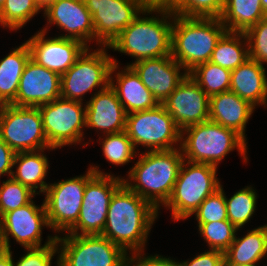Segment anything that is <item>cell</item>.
Here are the masks:
<instances>
[{
  "label": "cell",
  "instance_id": "6da1fadb",
  "mask_svg": "<svg viewBox=\"0 0 267 266\" xmlns=\"http://www.w3.org/2000/svg\"><path fill=\"white\" fill-rule=\"evenodd\" d=\"M158 211L124 183L114 192L101 236L126 252H143Z\"/></svg>",
  "mask_w": 267,
  "mask_h": 266
},
{
  "label": "cell",
  "instance_id": "7a4b0ae2",
  "mask_svg": "<svg viewBox=\"0 0 267 266\" xmlns=\"http://www.w3.org/2000/svg\"><path fill=\"white\" fill-rule=\"evenodd\" d=\"M183 161L180 146L171 150L142 152L128 172L130 180L123 179V183L158 211L160 205L169 200Z\"/></svg>",
  "mask_w": 267,
  "mask_h": 266
},
{
  "label": "cell",
  "instance_id": "3957f363",
  "mask_svg": "<svg viewBox=\"0 0 267 266\" xmlns=\"http://www.w3.org/2000/svg\"><path fill=\"white\" fill-rule=\"evenodd\" d=\"M226 26L217 17H185L174 14L171 31V56L187 73L210 61Z\"/></svg>",
  "mask_w": 267,
  "mask_h": 266
},
{
  "label": "cell",
  "instance_id": "277c9868",
  "mask_svg": "<svg viewBox=\"0 0 267 266\" xmlns=\"http://www.w3.org/2000/svg\"><path fill=\"white\" fill-rule=\"evenodd\" d=\"M156 12L161 15L160 19L157 15L156 17L138 15L108 48L126 53L136 58L135 61L170 56L174 13L169 9H155V14Z\"/></svg>",
  "mask_w": 267,
  "mask_h": 266
},
{
  "label": "cell",
  "instance_id": "5b68a950",
  "mask_svg": "<svg viewBox=\"0 0 267 266\" xmlns=\"http://www.w3.org/2000/svg\"><path fill=\"white\" fill-rule=\"evenodd\" d=\"M246 144V140L233 129L208 120L183 129L179 145L185 161L217 167L218 163L235 148L247 163Z\"/></svg>",
  "mask_w": 267,
  "mask_h": 266
},
{
  "label": "cell",
  "instance_id": "8992f818",
  "mask_svg": "<svg viewBox=\"0 0 267 266\" xmlns=\"http://www.w3.org/2000/svg\"><path fill=\"white\" fill-rule=\"evenodd\" d=\"M186 162V163H185ZM216 166L183 161L172 194L164 205L175 221L192 216L201 203L220 187Z\"/></svg>",
  "mask_w": 267,
  "mask_h": 266
},
{
  "label": "cell",
  "instance_id": "52a82bcc",
  "mask_svg": "<svg viewBox=\"0 0 267 266\" xmlns=\"http://www.w3.org/2000/svg\"><path fill=\"white\" fill-rule=\"evenodd\" d=\"M56 242L57 266H127L128 252L101 235H57Z\"/></svg>",
  "mask_w": 267,
  "mask_h": 266
},
{
  "label": "cell",
  "instance_id": "ba28073f",
  "mask_svg": "<svg viewBox=\"0 0 267 266\" xmlns=\"http://www.w3.org/2000/svg\"><path fill=\"white\" fill-rule=\"evenodd\" d=\"M0 138L15 152L52 148L44 134L38 107L0 105Z\"/></svg>",
  "mask_w": 267,
  "mask_h": 266
},
{
  "label": "cell",
  "instance_id": "9c48e42d",
  "mask_svg": "<svg viewBox=\"0 0 267 266\" xmlns=\"http://www.w3.org/2000/svg\"><path fill=\"white\" fill-rule=\"evenodd\" d=\"M90 168L95 174L86 182L79 218L67 234L101 235L111 198L123 184L122 177L102 172L98 166L92 165Z\"/></svg>",
  "mask_w": 267,
  "mask_h": 266
},
{
  "label": "cell",
  "instance_id": "30bf717a",
  "mask_svg": "<svg viewBox=\"0 0 267 266\" xmlns=\"http://www.w3.org/2000/svg\"><path fill=\"white\" fill-rule=\"evenodd\" d=\"M105 48L108 46H101L91 53L87 47L76 62L61 75L62 98L82 102L85 93L96 87L104 90L110 85V72L114 63Z\"/></svg>",
  "mask_w": 267,
  "mask_h": 266
},
{
  "label": "cell",
  "instance_id": "8fae6325",
  "mask_svg": "<svg viewBox=\"0 0 267 266\" xmlns=\"http://www.w3.org/2000/svg\"><path fill=\"white\" fill-rule=\"evenodd\" d=\"M125 131L135 148L142 145L150 151L171 150L181 142V130L162 104L127 114Z\"/></svg>",
  "mask_w": 267,
  "mask_h": 266
},
{
  "label": "cell",
  "instance_id": "7c38bea8",
  "mask_svg": "<svg viewBox=\"0 0 267 266\" xmlns=\"http://www.w3.org/2000/svg\"><path fill=\"white\" fill-rule=\"evenodd\" d=\"M42 116L43 131L49 145L58 149L81 143L86 127V108L83 102L62 97L38 106Z\"/></svg>",
  "mask_w": 267,
  "mask_h": 266
},
{
  "label": "cell",
  "instance_id": "4fadbf2b",
  "mask_svg": "<svg viewBox=\"0 0 267 266\" xmlns=\"http://www.w3.org/2000/svg\"><path fill=\"white\" fill-rule=\"evenodd\" d=\"M95 174L91 168L83 176L49 184L43 201L50 228L59 233L68 231L78 220L86 182Z\"/></svg>",
  "mask_w": 267,
  "mask_h": 266
},
{
  "label": "cell",
  "instance_id": "5bb4252c",
  "mask_svg": "<svg viewBox=\"0 0 267 266\" xmlns=\"http://www.w3.org/2000/svg\"><path fill=\"white\" fill-rule=\"evenodd\" d=\"M92 15L94 39L101 46L109 44L140 15L153 14L143 0H83ZM148 13V14H146Z\"/></svg>",
  "mask_w": 267,
  "mask_h": 266
},
{
  "label": "cell",
  "instance_id": "9a60e30c",
  "mask_svg": "<svg viewBox=\"0 0 267 266\" xmlns=\"http://www.w3.org/2000/svg\"><path fill=\"white\" fill-rule=\"evenodd\" d=\"M49 227L44 203L41 207L33 200L0 217V248L10 250L9 235L24 248L42 247V227Z\"/></svg>",
  "mask_w": 267,
  "mask_h": 266
},
{
  "label": "cell",
  "instance_id": "2e32d148",
  "mask_svg": "<svg viewBox=\"0 0 267 266\" xmlns=\"http://www.w3.org/2000/svg\"><path fill=\"white\" fill-rule=\"evenodd\" d=\"M47 29L43 28L26 41L30 58L37 64L62 75L76 62L87 46L75 39L45 38Z\"/></svg>",
  "mask_w": 267,
  "mask_h": 266
},
{
  "label": "cell",
  "instance_id": "e0dca14e",
  "mask_svg": "<svg viewBox=\"0 0 267 266\" xmlns=\"http://www.w3.org/2000/svg\"><path fill=\"white\" fill-rule=\"evenodd\" d=\"M209 99L202 88L187 75L162 105L182 131L209 120Z\"/></svg>",
  "mask_w": 267,
  "mask_h": 266
},
{
  "label": "cell",
  "instance_id": "ac0fdd59",
  "mask_svg": "<svg viewBox=\"0 0 267 266\" xmlns=\"http://www.w3.org/2000/svg\"><path fill=\"white\" fill-rule=\"evenodd\" d=\"M61 97V75L27 61L20 78L16 99L11 105L38 107Z\"/></svg>",
  "mask_w": 267,
  "mask_h": 266
},
{
  "label": "cell",
  "instance_id": "d6986e66",
  "mask_svg": "<svg viewBox=\"0 0 267 266\" xmlns=\"http://www.w3.org/2000/svg\"><path fill=\"white\" fill-rule=\"evenodd\" d=\"M130 66L160 104L188 75L180 73L184 68L171 55L134 61Z\"/></svg>",
  "mask_w": 267,
  "mask_h": 266
},
{
  "label": "cell",
  "instance_id": "ffe728a7",
  "mask_svg": "<svg viewBox=\"0 0 267 266\" xmlns=\"http://www.w3.org/2000/svg\"><path fill=\"white\" fill-rule=\"evenodd\" d=\"M47 23L56 24L68 32L62 38L75 39L89 47V40L94 39L92 15L83 0H56L44 10Z\"/></svg>",
  "mask_w": 267,
  "mask_h": 266
},
{
  "label": "cell",
  "instance_id": "44dd1931",
  "mask_svg": "<svg viewBox=\"0 0 267 266\" xmlns=\"http://www.w3.org/2000/svg\"><path fill=\"white\" fill-rule=\"evenodd\" d=\"M84 106L86 127L103 130L105 135L126 130L127 113L110 85L94 93Z\"/></svg>",
  "mask_w": 267,
  "mask_h": 266
},
{
  "label": "cell",
  "instance_id": "7402d4cb",
  "mask_svg": "<svg viewBox=\"0 0 267 266\" xmlns=\"http://www.w3.org/2000/svg\"><path fill=\"white\" fill-rule=\"evenodd\" d=\"M110 72V86L116 91L117 96L127 114L156 108L160 103L141 82L139 75L128 64L121 72L115 73L116 81L112 78L118 68L116 59H113ZM116 82V83H114ZM116 84V85H115Z\"/></svg>",
  "mask_w": 267,
  "mask_h": 266
},
{
  "label": "cell",
  "instance_id": "603a6c76",
  "mask_svg": "<svg viewBox=\"0 0 267 266\" xmlns=\"http://www.w3.org/2000/svg\"><path fill=\"white\" fill-rule=\"evenodd\" d=\"M255 107L232 91L210 96L209 120L233 129L245 140V128Z\"/></svg>",
  "mask_w": 267,
  "mask_h": 266
},
{
  "label": "cell",
  "instance_id": "cb8c5ba5",
  "mask_svg": "<svg viewBox=\"0 0 267 266\" xmlns=\"http://www.w3.org/2000/svg\"><path fill=\"white\" fill-rule=\"evenodd\" d=\"M230 91L254 107L267 105V77L262 64L247 59L236 69L231 70Z\"/></svg>",
  "mask_w": 267,
  "mask_h": 266
},
{
  "label": "cell",
  "instance_id": "d4e9b609",
  "mask_svg": "<svg viewBox=\"0 0 267 266\" xmlns=\"http://www.w3.org/2000/svg\"><path fill=\"white\" fill-rule=\"evenodd\" d=\"M44 150L46 149L16 153L14 166L17 165V170L13 171L11 176L37 194L44 193L49 185L44 181L49 168ZM38 188H40L39 193Z\"/></svg>",
  "mask_w": 267,
  "mask_h": 266
},
{
  "label": "cell",
  "instance_id": "484cf974",
  "mask_svg": "<svg viewBox=\"0 0 267 266\" xmlns=\"http://www.w3.org/2000/svg\"><path fill=\"white\" fill-rule=\"evenodd\" d=\"M30 58L26 41L0 60V105L16 99L21 75Z\"/></svg>",
  "mask_w": 267,
  "mask_h": 266
},
{
  "label": "cell",
  "instance_id": "4316f807",
  "mask_svg": "<svg viewBox=\"0 0 267 266\" xmlns=\"http://www.w3.org/2000/svg\"><path fill=\"white\" fill-rule=\"evenodd\" d=\"M267 255V232L264 226L249 231L224 252V264H257Z\"/></svg>",
  "mask_w": 267,
  "mask_h": 266
},
{
  "label": "cell",
  "instance_id": "83f0119b",
  "mask_svg": "<svg viewBox=\"0 0 267 266\" xmlns=\"http://www.w3.org/2000/svg\"><path fill=\"white\" fill-rule=\"evenodd\" d=\"M266 16L261 0H225L219 18L227 31L245 33Z\"/></svg>",
  "mask_w": 267,
  "mask_h": 266
},
{
  "label": "cell",
  "instance_id": "f1b7e54d",
  "mask_svg": "<svg viewBox=\"0 0 267 266\" xmlns=\"http://www.w3.org/2000/svg\"><path fill=\"white\" fill-rule=\"evenodd\" d=\"M247 59L249 51L245 33L226 31L217 42L210 62L234 70Z\"/></svg>",
  "mask_w": 267,
  "mask_h": 266
},
{
  "label": "cell",
  "instance_id": "f546056e",
  "mask_svg": "<svg viewBox=\"0 0 267 266\" xmlns=\"http://www.w3.org/2000/svg\"><path fill=\"white\" fill-rule=\"evenodd\" d=\"M188 75L209 97L230 90L231 70L210 61L197 65Z\"/></svg>",
  "mask_w": 267,
  "mask_h": 266
},
{
  "label": "cell",
  "instance_id": "4dcf8cb0",
  "mask_svg": "<svg viewBox=\"0 0 267 266\" xmlns=\"http://www.w3.org/2000/svg\"><path fill=\"white\" fill-rule=\"evenodd\" d=\"M256 191L247 186L237 191L231 198L225 196L227 218L239 230L246 224L256 209Z\"/></svg>",
  "mask_w": 267,
  "mask_h": 266
},
{
  "label": "cell",
  "instance_id": "1f68e13d",
  "mask_svg": "<svg viewBox=\"0 0 267 266\" xmlns=\"http://www.w3.org/2000/svg\"><path fill=\"white\" fill-rule=\"evenodd\" d=\"M41 9L34 0H5L0 9V24L9 30H18L31 20Z\"/></svg>",
  "mask_w": 267,
  "mask_h": 266
},
{
  "label": "cell",
  "instance_id": "d6a6232c",
  "mask_svg": "<svg viewBox=\"0 0 267 266\" xmlns=\"http://www.w3.org/2000/svg\"><path fill=\"white\" fill-rule=\"evenodd\" d=\"M198 230L209 249L225 252L235 239L238 229L229 221L198 223Z\"/></svg>",
  "mask_w": 267,
  "mask_h": 266
},
{
  "label": "cell",
  "instance_id": "836d02e7",
  "mask_svg": "<svg viewBox=\"0 0 267 266\" xmlns=\"http://www.w3.org/2000/svg\"><path fill=\"white\" fill-rule=\"evenodd\" d=\"M101 143L104 156L112 164H127L135 156V147L126 131L107 134Z\"/></svg>",
  "mask_w": 267,
  "mask_h": 266
},
{
  "label": "cell",
  "instance_id": "e575fe53",
  "mask_svg": "<svg viewBox=\"0 0 267 266\" xmlns=\"http://www.w3.org/2000/svg\"><path fill=\"white\" fill-rule=\"evenodd\" d=\"M36 196L29 187L15 181L12 177L0 185V217L28 204Z\"/></svg>",
  "mask_w": 267,
  "mask_h": 266
},
{
  "label": "cell",
  "instance_id": "d590c367",
  "mask_svg": "<svg viewBox=\"0 0 267 266\" xmlns=\"http://www.w3.org/2000/svg\"><path fill=\"white\" fill-rule=\"evenodd\" d=\"M225 0H179L171 9L175 15L185 17H217L223 12Z\"/></svg>",
  "mask_w": 267,
  "mask_h": 266
},
{
  "label": "cell",
  "instance_id": "8d00e7d4",
  "mask_svg": "<svg viewBox=\"0 0 267 266\" xmlns=\"http://www.w3.org/2000/svg\"><path fill=\"white\" fill-rule=\"evenodd\" d=\"M193 214H195L198 223L228 220L222 185L215 193L208 196Z\"/></svg>",
  "mask_w": 267,
  "mask_h": 266
},
{
  "label": "cell",
  "instance_id": "74e56055",
  "mask_svg": "<svg viewBox=\"0 0 267 266\" xmlns=\"http://www.w3.org/2000/svg\"><path fill=\"white\" fill-rule=\"evenodd\" d=\"M249 58L260 64L267 63V16L245 32Z\"/></svg>",
  "mask_w": 267,
  "mask_h": 266
},
{
  "label": "cell",
  "instance_id": "f35d334b",
  "mask_svg": "<svg viewBox=\"0 0 267 266\" xmlns=\"http://www.w3.org/2000/svg\"><path fill=\"white\" fill-rule=\"evenodd\" d=\"M56 238L57 235L48 236L42 247L25 248L27 253L14 263V266H51L54 255H59Z\"/></svg>",
  "mask_w": 267,
  "mask_h": 266
},
{
  "label": "cell",
  "instance_id": "ab89813d",
  "mask_svg": "<svg viewBox=\"0 0 267 266\" xmlns=\"http://www.w3.org/2000/svg\"><path fill=\"white\" fill-rule=\"evenodd\" d=\"M127 257V266H180L179 262L159 255L143 256L141 252L130 253ZM136 261V262H135Z\"/></svg>",
  "mask_w": 267,
  "mask_h": 266
},
{
  "label": "cell",
  "instance_id": "60d3db41",
  "mask_svg": "<svg viewBox=\"0 0 267 266\" xmlns=\"http://www.w3.org/2000/svg\"><path fill=\"white\" fill-rule=\"evenodd\" d=\"M224 253L218 250H207L189 261L180 262V266H224Z\"/></svg>",
  "mask_w": 267,
  "mask_h": 266
},
{
  "label": "cell",
  "instance_id": "b9f144b4",
  "mask_svg": "<svg viewBox=\"0 0 267 266\" xmlns=\"http://www.w3.org/2000/svg\"><path fill=\"white\" fill-rule=\"evenodd\" d=\"M16 153L0 138V176H12Z\"/></svg>",
  "mask_w": 267,
  "mask_h": 266
},
{
  "label": "cell",
  "instance_id": "7bdbcfd3",
  "mask_svg": "<svg viewBox=\"0 0 267 266\" xmlns=\"http://www.w3.org/2000/svg\"><path fill=\"white\" fill-rule=\"evenodd\" d=\"M0 266H14L11 250L0 248Z\"/></svg>",
  "mask_w": 267,
  "mask_h": 266
},
{
  "label": "cell",
  "instance_id": "ee69618b",
  "mask_svg": "<svg viewBox=\"0 0 267 266\" xmlns=\"http://www.w3.org/2000/svg\"><path fill=\"white\" fill-rule=\"evenodd\" d=\"M41 10H45L51 3L56 0H34Z\"/></svg>",
  "mask_w": 267,
  "mask_h": 266
},
{
  "label": "cell",
  "instance_id": "f6af8a7d",
  "mask_svg": "<svg viewBox=\"0 0 267 266\" xmlns=\"http://www.w3.org/2000/svg\"><path fill=\"white\" fill-rule=\"evenodd\" d=\"M224 266H257V264H224Z\"/></svg>",
  "mask_w": 267,
  "mask_h": 266
},
{
  "label": "cell",
  "instance_id": "bcb514c9",
  "mask_svg": "<svg viewBox=\"0 0 267 266\" xmlns=\"http://www.w3.org/2000/svg\"><path fill=\"white\" fill-rule=\"evenodd\" d=\"M261 5H262V8H263V11L267 15V0H261Z\"/></svg>",
  "mask_w": 267,
  "mask_h": 266
},
{
  "label": "cell",
  "instance_id": "7dc6e473",
  "mask_svg": "<svg viewBox=\"0 0 267 266\" xmlns=\"http://www.w3.org/2000/svg\"><path fill=\"white\" fill-rule=\"evenodd\" d=\"M5 0H0V9L2 8V6L4 5Z\"/></svg>",
  "mask_w": 267,
  "mask_h": 266
},
{
  "label": "cell",
  "instance_id": "c3c4849f",
  "mask_svg": "<svg viewBox=\"0 0 267 266\" xmlns=\"http://www.w3.org/2000/svg\"><path fill=\"white\" fill-rule=\"evenodd\" d=\"M264 227H265V230H266V232H267V224L266 225H263Z\"/></svg>",
  "mask_w": 267,
  "mask_h": 266
}]
</instances>
